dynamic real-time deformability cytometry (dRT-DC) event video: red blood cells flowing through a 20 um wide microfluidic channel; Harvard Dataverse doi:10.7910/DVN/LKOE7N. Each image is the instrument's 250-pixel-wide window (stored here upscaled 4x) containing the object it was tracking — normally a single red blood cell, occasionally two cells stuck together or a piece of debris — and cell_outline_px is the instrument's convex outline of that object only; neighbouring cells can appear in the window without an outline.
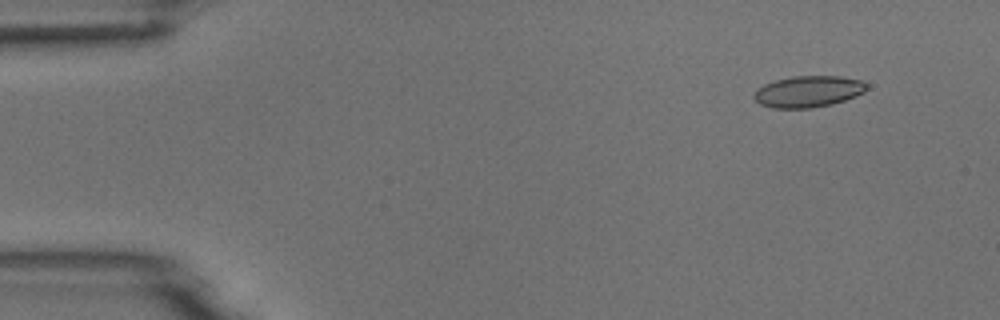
{"species": "common noctule bat (a hibernating species)", "species_latin": "Nyctalus noctula", "temperature_condition": "room temperature", "stored_images_in_passage": 4, "camera_frame_rate_fps": 3000, "um_per_image_px": 0.085, "animal": {"sex": "male", "body_mass_g": 18.8}, "frame": {"image": 1, "passage_image": 1, "time_ms": 0.0, "image_size_px": [1000, 320], "cell_outline_px": [[868, 88], [864, 92], [856, 96], [832, 104], [812, 108], [772, 108], [760, 104], [752, 96], [756, 88], [764, 84], [776, 80], [792, 76], [840, 76], [860, 80], [868, 84]], "centroid_in_image_um": [68.69, 7.78], "position_along_channel_um": 16.3, "area_um2": 20.75}}
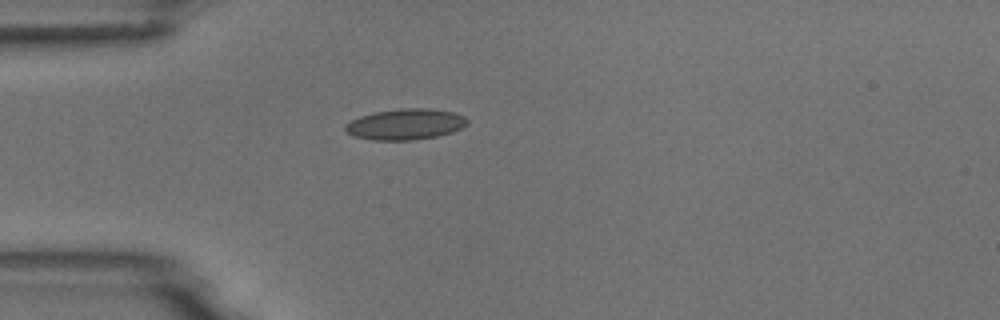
{"frame": {"image": 2, "passage_image": 3, "time_ms": 0.667, "image_size_px": [1000, 320], "cell_outline_px": [[468, 124], [452, 132], [436, 136], [416, 140], [372, 140], [356, 136], [348, 132], [344, 128], [344, 124], [360, 116], [372, 112], [400, 108], [428, 108], [452, 112], [464, 116], [468, 120]], "centroid_in_image_um": [34.46, 10.55], "position_along_channel_um": 50.5, "area_um2": 21.96}}